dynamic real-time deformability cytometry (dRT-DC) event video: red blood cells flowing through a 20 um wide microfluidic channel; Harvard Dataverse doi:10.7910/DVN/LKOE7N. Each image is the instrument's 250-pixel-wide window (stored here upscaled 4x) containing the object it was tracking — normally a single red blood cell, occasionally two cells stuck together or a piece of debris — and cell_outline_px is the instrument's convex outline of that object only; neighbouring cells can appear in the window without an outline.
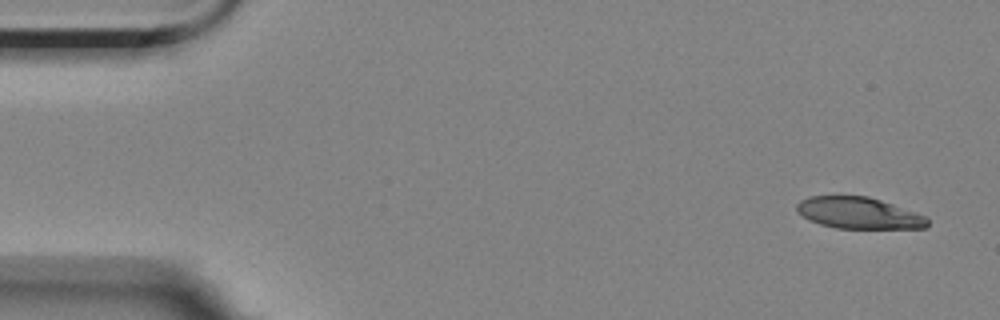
{"species": "Egyptian fruit bat (a non-hibernating species)", "species_latin": "Rousettus aegyptiacus", "temperature_condition": "room temperature", "stored_images_in_passage": 5, "camera_frame_rate_fps": 3000, "um_per_image_px": 0.085, "animal": {"sex": "female"}, "frame": {"image": 1, "passage_image": 1, "time_ms": 0.0, "image_size_px": [1000, 320], "cell_outline_px": [[928, 224], [924, 228], [836, 228], [820, 224], [808, 220], [796, 208], [796, 204], [800, 200], [808, 196], [868, 196], [892, 204], [924, 216], [928, 220]], "centroid_in_image_um": [72.95, 18.1], "position_along_channel_um": 12.1, "area_um2": 23.64}}
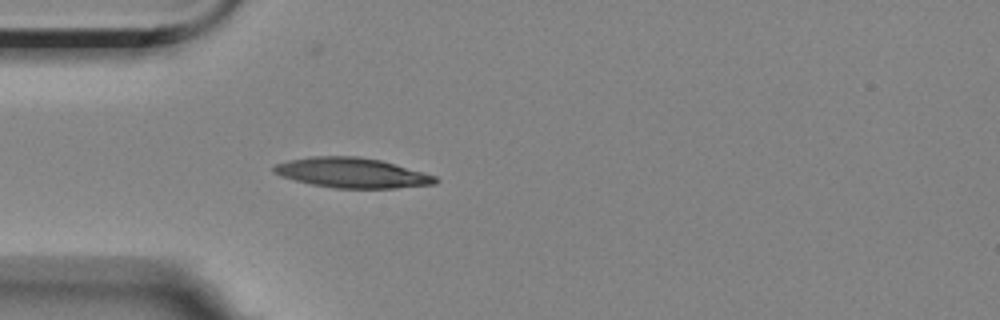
{"frame": {"image": 2, "passage_image": 5, "time_ms": 4.333, "image_size_px": [1000, 320], "cell_outline_px": [[440, 180], [436, 184], [396, 188], [336, 188], [312, 184], [280, 176], [272, 172], [272, 168], [276, 164], [288, 160], [312, 156], [356, 156], [380, 160], [436, 176]], "centroid_in_image_um": [29.91, 14.69], "position_along_channel_um": 55.1, "area_um2": 28.09}}